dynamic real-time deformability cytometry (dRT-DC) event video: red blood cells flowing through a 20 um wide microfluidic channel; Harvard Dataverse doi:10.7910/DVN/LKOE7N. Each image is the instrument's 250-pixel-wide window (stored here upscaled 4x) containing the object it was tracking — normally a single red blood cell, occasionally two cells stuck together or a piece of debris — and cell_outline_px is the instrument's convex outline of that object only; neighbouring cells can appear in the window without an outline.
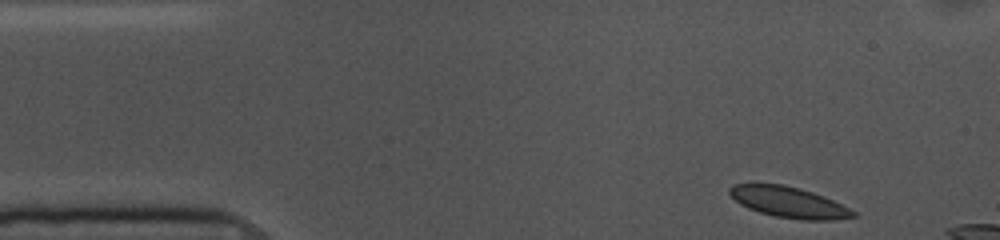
{"species": "common noctule bat (a hibernating species)", "species_latin": "Nyctalus noctula", "temperature_condition": "cold", "stored_images_in_passage": 8, "camera_frame_rate_fps": 3000, "um_per_image_px": 0.085, "animal": {"sex": "female", "body_mass_g": 10.0, "forearm_length_mm": 53.1}, "frame": {"image": 1, "passage_image": 1, "time_ms": 0.0, "image_size_px": [1000, 240], "cell_outline_px": [[860, 216], [832, 220], [804, 220], [776, 216], [760, 212], [748, 208], [740, 204], [728, 192], [728, 188], [732, 184], [784, 184], [800, 188], [824, 196], [856, 212]], "centroid_in_image_um": [67.06, 17.19], "position_along_channel_um": 17.9, "area_um2": 22.08}}